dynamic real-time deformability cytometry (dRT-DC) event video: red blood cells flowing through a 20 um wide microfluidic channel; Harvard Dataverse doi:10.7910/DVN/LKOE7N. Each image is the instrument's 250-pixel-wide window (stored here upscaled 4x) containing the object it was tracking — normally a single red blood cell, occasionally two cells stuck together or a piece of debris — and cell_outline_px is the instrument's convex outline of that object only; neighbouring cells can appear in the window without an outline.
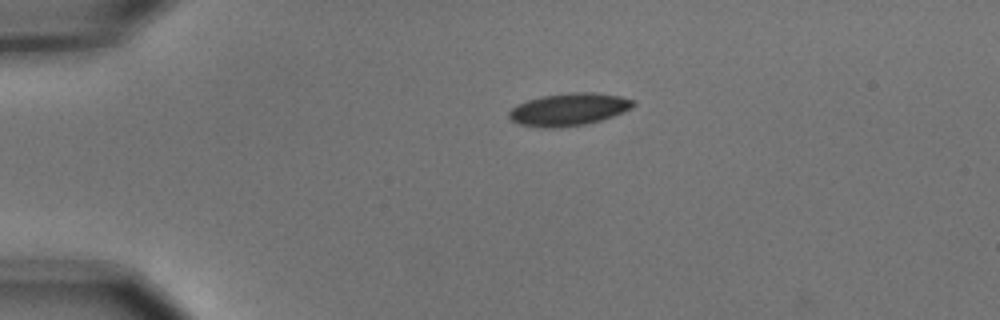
{"species": "common noctule bat (a hibernating species)", "species_latin": "Nyctalus noctula", "temperature_condition": "cold", "stored_images_in_passage": 2, "camera_frame_rate_fps": 3000, "um_per_image_px": 0.085, "animal": {"sex": "male", "body_mass_g": 15.6}, "frame": {"image": 1, "passage_image": 1, "time_ms": 0.0, "image_size_px": [1000, 320], "cell_outline_px": [[636, 104], [632, 108], [624, 112], [600, 120], [584, 124], [560, 128], [540, 128], [520, 124], [512, 120], [508, 116], [508, 112], [516, 104], [540, 96], [572, 92], [592, 92], [620, 96], [636, 100]], "centroid_in_image_um": [48.35, 9.3], "position_along_channel_um": 36.6, "area_um2": 23.7}}